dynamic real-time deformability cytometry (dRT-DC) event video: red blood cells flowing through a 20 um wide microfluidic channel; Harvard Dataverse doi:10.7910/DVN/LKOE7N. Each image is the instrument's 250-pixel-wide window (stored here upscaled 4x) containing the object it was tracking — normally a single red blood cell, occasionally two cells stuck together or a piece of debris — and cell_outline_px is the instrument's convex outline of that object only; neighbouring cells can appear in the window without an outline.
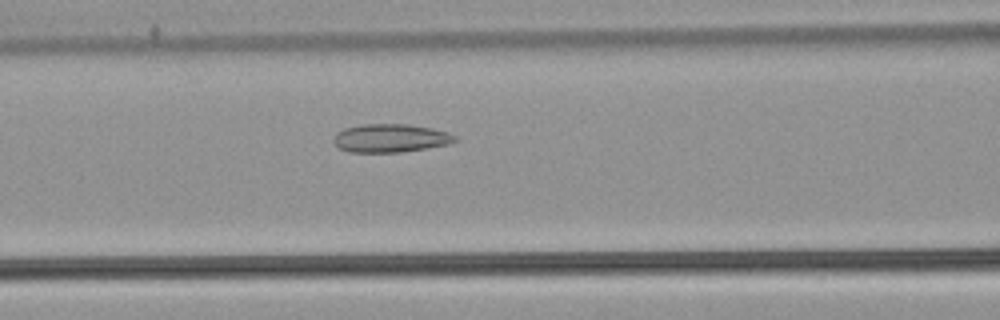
{"species": "common noctule bat (a hibernating species)", "species_latin": "Nyctalus noctula", "temperature_condition": "warm", "stored_images_in_passage": 50, "camera_frame_rate_fps": 3000, "um_per_image_px": 0.085, "animal": {"sex": "male", "body_mass_g": 21.5, "forearm_length_mm": 52.0}, "frame": {"image": 1, "passage_image": 20, "time_ms": 6.333, "image_size_px": [1000, 320], "cell_outline_px": [[456, 140], [452, 144], [400, 152], [348, 152], [340, 148], [332, 140], [336, 132], [344, 128], [360, 124], [408, 124], [432, 128], [448, 132], [456, 136]], "centroid_in_image_um": [33.19, 11.73], "position_along_channel_um": 133.4, "area_um2": 20.17}}
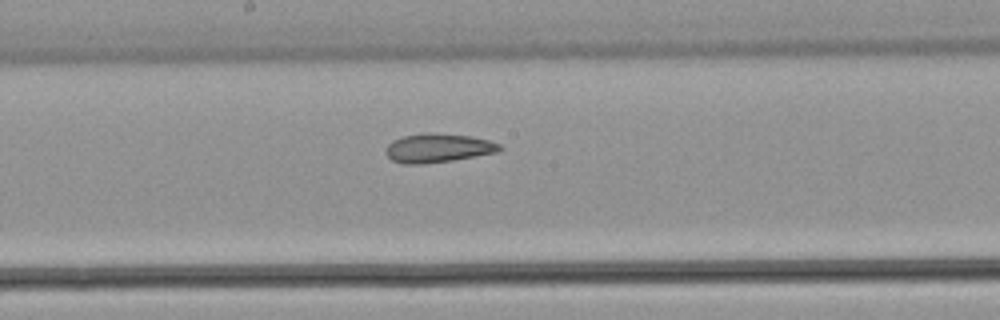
{"frame": {"image": 2, "passage_image": 26, "time_ms": 8.333, "image_size_px": [1000, 320], "cell_outline_px": [[504, 148], [500, 152], [452, 160], [424, 164], [404, 164], [392, 160], [384, 152], [384, 148], [392, 140], [404, 136], [424, 132], [432, 132], [472, 136], [488, 140], [500, 144]], "centroid_in_image_um": [37.23, 12.57], "position_along_channel_um": 211.0, "area_um2": 19.48}}
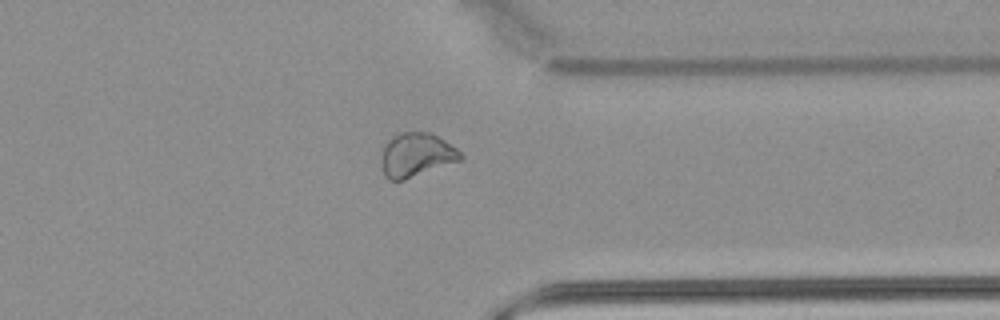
{"frame": {"image": 3, "passage_image": 39, "time_ms": 12.667, "image_size_px": [1000, 320], "cell_outline_px": [[464, 156], [460, 160], [404, 180], [388, 180], [384, 176], [380, 160], [384, 144], [392, 136], [400, 132], [432, 132], [456, 148]], "centroid_in_image_um": [35.35, 13.16], "position_along_channel_um": 376.1, "area_um2": 20.35}, "authors_computed_cell_mechanics": {"area_um2": 22.3397, "velocity_mm_per_s": 3.8897, "shape_relaxation_time_tau1_ms": null, "shape_relaxation_time_tau2_ms": 5.2401, "deformation_change_tau1": null, "deformation_change_tau2": 0.0962}}